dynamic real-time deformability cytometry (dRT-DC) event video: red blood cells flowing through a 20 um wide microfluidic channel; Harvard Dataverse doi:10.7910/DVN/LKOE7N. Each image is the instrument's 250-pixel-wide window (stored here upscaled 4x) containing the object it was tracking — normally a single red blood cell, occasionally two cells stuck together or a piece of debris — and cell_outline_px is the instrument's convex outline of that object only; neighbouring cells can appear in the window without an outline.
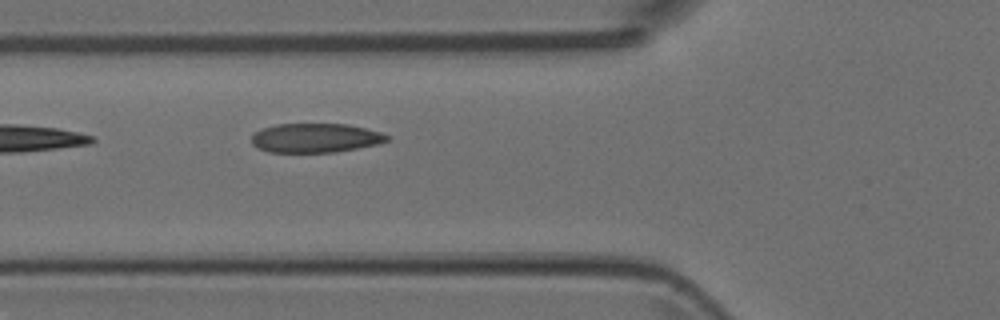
{"species": "Egyptian fruit bat (a non-hibernating species)", "species_latin": "Rousettus aegyptiacus", "temperature_condition": "room temperature", "stored_images_in_passage": 2, "camera_frame_rate_fps": 3000, "um_per_image_px": 0.085, "animal": {"sex": "female"}, "frame": {"image": 1, "passage_image": 2, "time_ms": 0.333, "image_size_px": [1000, 320], "cell_outline_px": [[388, 140], [376, 144], [336, 152], [268, 152], [256, 148], [252, 144], [252, 136], [256, 132], [264, 128], [276, 124], [348, 124], [380, 132], [388, 136]], "centroid_in_image_um": [26.77, 11.73], "position_along_channel_um": 99.0, "area_um2": 22.83}}